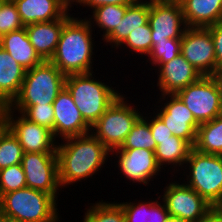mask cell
Wrapping results in <instances>:
<instances>
[{
	"label": "cell",
	"instance_id": "obj_1",
	"mask_svg": "<svg viewBox=\"0 0 222 222\" xmlns=\"http://www.w3.org/2000/svg\"><path fill=\"white\" fill-rule=\"evenodd\" d=\"M56 154L61 190L92 178L111 159V152L91 132L58 141Z\"/></svg>",
	"mask_w": 222,
	"mask_h": 222
},
{
	"label": "cell",
	"instance_id": "obj_2",
	"mask_svg": "<svg viewBox=\"0 0 222 222\" xmlns=\"http://www.w3.org/2000/svg\"><path fill=\"white\" fill-rule=\"evenodd\" d=\"M94 28L82 17L72 16L63 26L58 45L50 61L66 76L94 72L96 41ZM93 39V40H92ZM93 55V56H92Z\"/></svg>",
	"mask_w": 222,
	"mask_h": 222
},
{
	"label": "cell",
	"instance_id": "obj_3",
	"mask_svg": "<svg viewBox=\"0 0 222 222\" xmlns=\"http://www.w3.org/2000/svg\"><path fill=\"white\" fill-rule=\"evenodd\" d=\"M93 73L70 74L65 79V88L91 127L123 93Z\"/></svg>",
	"mask_w": 222,
	"mask_h": 222
},
{
	"label": "cell",
	"instance_id": "obj_4",
	"mask_svg": "<svg viewBox=\"0 0 222 222\" xmlns=\"http://www.w3.org/2000/svg\"><path fill=\"white\" fill-rule=\"evenodd\" d=\"M57 199L29 187L0 197V207L9 220L16 222H61Z\"/></svg>",
	"mask_w": 222,
	"mask_h": 222
},
{
	"label": "cell",
	"instance_id": "obj_5",
	"mask_svg": "<svg viewBox=\"0 0 222 222\" xmlns=\"http://www.w3.org/2000/svg\"><path fill=\"white\" fill-rule=\"evenodd\" d=\"M182 170V175L189 172L183 177L186 185L214 208L222 204V155L207 154L192 148Z\"/></svg>",
	"mask_w": 222,
	"mask_h": 222
},
{
	"label": "cell",
	"instance_id": "obj_6",
	"mask_svg": "<svg viewBox=\"0 0 222 222\" xmlns=\"http://www.w3.org/2000/svg\"><path fill=\"white\" fill-rule=\"evenodd\" d=\"M66 75L51 61L26 70L19 94L8 106H32L53 104L65 88Z\"/></svg>",
	"mask_w": 222,
	"mask_h": 222
},
{
	"label": "cell",
	"instance_id": "obj_7",
	"mask_svg": "<svg viewBox=\"0 0 222 222\" xmlns=\"http://www.w3.org/2000/svg\"><path fill=\"white\" fill-rule=\"evenodd\" d=\"M127 99L125 94H121L91 127V133L110 152L121 147L137 120L143 115V111L141 113L140 108L137 105L133 106L132 101L130 103Z\"/></svg>",
	"mask_w": 222,
	"mask_h": 222
},
{
	"label": "cell",
	"instance_id": "obj_8",
	"mask_svg": "<svg viewBox=\"0 0 222 222\" xmlns=\"http://www.w3.org/2000/svg\"><path fill=\"white\" fill-rule=\"evenodd\" d=\"M5 126L14 134L25 152L56 153L58 139L51 130L27 119L22 113L11 110L8 106L0 108Z\"/></svg>",
	"mask_w": 222,
	"mask_h": 222
},
{
	"label": "cell",
	"instance_id": "obj_9",
	"mask_svg": "<svg viewBox=\"0 0 222 222\" xmlns=\"http://www.w3.org/2000/svg\"><path fill=\"white\" fill-rule=\"evenodd\" d=\"M181 183V184H180ZM167 184L163 195H159L169 216L181 217L191 222H201L214 207L184 182L176 181Z\"/></svg>",
	"mask_w": 222,
	"mask_h": 222
},
{
	"label": "cell",
	"instance_id": "obj_10",
	"mask_svg": "<svg viewBox=\"0 0 222 222\" xmlns=\"http://www.w3.org/2000/svg\"><path fill=\"white\" fill-rule=\"evenodd\" d=\"M176 95L193 113L199 125L222 114L219 90L212 76H202Z\"/></svg>",
	"mask_w": 222,
	"mask_h": 222
},
{
	"label": "cell",
	"instance_id": "obj_11",
	"mask_svg": "<svg viewBox=\"0 0 222 222\" xmlns=\"http://www.w3.org/2000/svg\"><path fill=\"white\" fill-rule=\"evenodd\" d=\"M148 23L153 46L168 39H181L187 28L179 0L149 1Z\"/></svg>",
	"mask_w": 222,
	"mask_h": 222
},
{
	"label": "cell",
	"instance_id": "obj_12",
	"mask_svg": "<svg viewBox=\"0 0 222 222\" xmlns=\"http://www.w3.org/2000/svg\"><path fill=\"white\" fill-rule=\"evenodd\" d=\"M112 156L116 161L111 163H116L120 175L130 182L132 181V184L136 183L135 185L142 184L147 187L151 183L150 181L159 177L160 172H164L157 163L154 151L148 149L117 148L111 152Z\"/></svg>",
	"mask_w": 222,
	"mask_h": 222
},
{
	"label": "cell",
	"instance_id": "obj_13",
	"mask_svg": "<svg viewBox=\"0 0 222 222\" xmlns=\"http://www.w3.org/2000/svg\"><path fill=\"white\" fill-rule=\"evenodd\" d=\"M21 166L26 176L27 187L53 195L59 200L58 191L61 187L56 153L25 152Z\"/></svg>",
	"mask_w": 222,
	"mask_h": 222
},
{
	"label": "cell",
	"instance_id": "obj_14",
	"mask_svg": "<svg viewBox=\"0 0 222 222\" xmlns=\"http://www.w3.org/2000/svg\"><path fill=\"white\" fill-rule=\"evenodd\" d=\"M180 54L202 76L216 73L214 42L208 28L187 27L181 38Z\"/></svg>",
	"mask_w": 222,
	"mask_h": 222
},
{
	"label": "cell",
	"instance_id": "obj_15",
	"mask_svg": "<svg viewBox=\"0 0 222 222\" xmlns=\"http://www.w3.org/2000/svg\"><path fill=\"white\" fill-rule=\"evenodd\" d=\"M159 96V100L156 103H160L161 105L156 106L159 109L155 107V109L152 110L153 113L162 120L172 135L186 140L194 147L199 124L196 122L193 113L176 94H164Z\"/></svg>",
	"mask_w": 222,
	"mask_h": 222
},
{
	"label": "cell",
	"instance_id": "obj_16",
	"mask_svg": "<svg viewBox=\"0 0 222 222\" xmlns=\"http://www.w3.org/2000/svg\"><path fill=\"white\" fill-rule=\"evenodd\" d=\"M53 108L54 138H60L58 141L91 132V126L84 120L66 88L57 95Z\"/></svg>",
	"mask_w": 222,
	"mask_h": 222
},
{
	"label": "cell",
	"instance_id": "obj_17",
	"mask_svg": "<svg viewBox=\"0 0 222 222\" xmlns=\"http://www.w3.org/2000/svg\"><path fill=\"white\" fill-rule=\"evenodd\" d=\"M158 95L176 94L189 84L198 81L202 75L181 54L162 64L157 71Z\"/></svg>",
	"mask_w": 222,
	"mask_h": 222
},
{
	"label": "cell",
	"instance_id": "obj_18",
	"mask_svg": "<svg viewBox=\"0 0 222 222\" xmlns=\"http://www.w3.org/2000/svg\"><path fill=\"white\" fill-rule=\"evenodd\" d=\"M69 11L60 19L25 26L30 43L44 61H50L53 57L63 26L73 16Z\"/></svg>",
	"mask_w": 222,
	"mask_h": 222
},
{
	"label": "cell",
	"instance_id": "obj_19",
	"mask_svg": "<svg viewBox=\"0 0 222 222\" xmlns=\"http://www.w3.org/2000/svg\"><path fill=\"white\" fill-rule=\"evenodd\" d=\"M24 26L60 19L68 10L64 0H12Z\"/></svg>",
	"mask_w": 222,
	"mask_h": 222
},
{
	"label": "cell",
	"instance_id": "obj_20",
	"mask_svg": "<svg viewBox=\"0 0 222 222\" xmlns=\"http://www.w3.org/2000/svg\"><path fill=\"white\" fill-rule=\"evenodd\" d=\"M26 69L0 46V108L19 94Z\"/></svg>",
	"mask_w": 222,
	"mask_h": 222
},
{
	"label": "cell",
	"instance_id": "obj_21",
	"mask_svg": "<svg viewBox=\"0 0 222 222\" xmlns=\"http://www.w3.org/2000/svg\"><path fill=\"white\" fill-rule=\"evenodd\" d=\"M187 27L207 28L222 22V0H179Z\"/></svg>",
	"mask_w": 222,
	"mask_h": 222
},
{
	"label": "cell",
	"instance_id": "obj_22",
	"mask_svg": "<svg viewBox=\"0 0 222 222\" xmlns=\"http://www.w3.org/2000/svg\"><path fill=\"white\" fill-rule=\"evenodd\" d=\"M0 46L26 70L44 61L30 43L25 27L2 35Z\"/></svg>",
	"mask_w": 222,
	"mask_h": 222
},
{
	"label": "cell",
	"instance_id": "obj_23",
	"mask_svg": "<svg viewBox=\"0 0 222 222\" xmlns=\"http://www.w3.org/2000/svg\"><path fill=\"white\" fill-rule=\"evenodd\" d=\"M149 18V1L139 0L136 4L129 6L124 17L113 31L103 40L110 48H117L125 41L130 32L145 25ZM107 44H106V43Z\"/></svg>",
	"mask_w": 222,
	"mask_h": 222
},
{
	"label": "cell",
	"instance_id": "obj_24",
	"mask_svg": "<svg viewBox=\"0 0 222 222\" xmlns=\"http://www.w3.org/2000/svg\"><path fill=\"white\" fill-rule=\"evenodd\" d=\"M192 148L186 140L173 135L171 139L158 140L154 153L161 169L164 170L163 167H169L170 165V172L173 170L172 172L175 174L180 171L179 167L182 171Z\"/></svg>",
	"mask_w": 222,
	"mask_h": 222
},
{
	"label": "cell",
	"instance_id": "obj_25",
	"mask_svg": "<svg viewBox=\"0 0 222 222\" xmlns=\"http://www.w3.org/2000/svg\"><path fill=\"white\" fill-rule=\"evenodd\" d=\"M138 200V202H118L122 207L126 222H166L169 213L164 203L157 200ZM137 202V203H136Z\"/></svg>",
	"mask_w": 222,
	"mask_h": 222
},
{
	"label": "cell",
	"instance_id": "obj_26",
	"mask_svg": "<svg viewBox=\"0 0 222 222\" xmlns=\"http://www.w3.org/2000/svg\"><path fill=\"white\" fill-rule=\"evenodd\" d=\"M193 148L207 154L222 155V114L199 125Z\"/></svg>",
	"mask_w": 222,
	"mask_h": 222
},
{
	"label": "cell",
	"instance_id": "obj_27",
	"mask_svg": "<svg viewBox=\"0 0 222 222\" xmlns=\"http://www.w3.org/2000/svg\"><path fill=\"white\" fill-rule=\"evenodd\" d=\"M128 7L123 5H103L92 10V16H87L85 19L92 29L94 26H97L98 29L101 28L99 32H103L101 36L102 40H104L119 24Z\"/></svg>",
	"mask_w": 222,
	"mask_h": 222
},
{
	"label": "cell",
	"instance_id": "obj_28",
	"mask_svg": "<svg viewBox=\"0 0 222 222\" xmlns=\"http://www.w3.org/2000/svg\"><path fill=\"white\" fill-rule=\"evenodd\" d=\"M82 222H126L122 207L115 202L90 203Z\"/></svg>",
	"mask_w": 222,
	"mask_h": 222
},
{
	"label": "cell",
	"instance_id": "obj_29",
	"mask_svg": "<svg viewBox=\"0 0 222 222\" xmlns=\"http://www.w3.org/2000/svg\"><path fill=\"white\" fill-rule=\"evenodd\" d=\"M156 147L157 144L153 139L149 123L141 116L119 149H148L155 151Z\"/></svg>",
	"mask_w": 222,
	"mask_h": 222
},
{
	"label": "cell",
	"instance_id": "obj_30",
	"mask_svg": "<svg viewBox=\"0 0 222 222\" xmlns=\"http://www.w3.org/2000/svg\"><path fill=\"white\" fill-rule=\"evenodd\" d=\"M23 148L14 134L5 127L0 132V170L12 165L21 164Z\"/></svg>",
	"mask_w": 222,
	"mask_h": 222
},
{
	"label": "cell",
	"instance_id": "obj_31",
	"mask_svg": "<svg viewBox=\"0 0 222 222\" xmlns=\"http://www.w3.org/2000/svg\"><path fill=\"white\" fill-rule=\"evenodd\" d=\"M151 34V27L147 22L145 25L130 32L125 41L117 49L124 45L122 49L129 48V53H131V55L135 52L134 54L141 55L140 58H143L142 55H144V57L148 56L153 48Z\"/></svg>",
	"mask_w": 222,
	"mask_h": 222
},
{
	"label": "cell",
	"instance_id": "obj_32",
	"mask_svg": "<svg viewBox=\"0 0 222 222\" xmlns=\"http://www.w3.org/2000/svg\"><path fill=\"white\" fill-rule=\"evenodd\" d=\"M15 113H22L27 119L52 131L54 136V108L49 105L8 106ZM17 110V111H16Z\"/></svg>",
	"mask_w": 222,
	"mask_h": 222
},
{
	"label": "cell",
	"instance_id": "obj_33",
	"mask_svg": "<svg viewBox=\"0 0 222 222\" xmlns=\"http://www.w3.org/2000/svg\"><path fill=\"white\" fill-rule=\"evenodd\" d=\"M181 39H168L167 41L157 42L148 55L145 63H149L155 67V71L164 63L176 58L180 55Z\"/></svg>",
	"mask_w": 222,
	"mask_h": 222
},
{
	"label": "cell",
	"instance_id": "obj_34",
	"mask_svg": "<svg viewBox=\"0 0 222 222\" xmlns=\"http://www.w3.org/2000/svg\"><path fill=\"white\" fill-rule=\"evenodd\" d=\"M27 187L26 176L21 164L0 170V197L21 188Z\"/></svg>",
	"mask_w": 222,
	"mask_h": 222
},
{
	"label": "cell",
	"instance_id": "obj_35",
	"mask_svg": "<svg viewBox=\"0 0 222 222\" xmlns=\"http://www.w3.org/2000/svg\"><path fill=\"white\" fill-rule=\"evenodd\" d=\"M25 27L17 7L12 0H6L0 8V37Z\"/></svg>",
	"mask_w": 222,
	"mask_h": 222
},
{
	"label": "cell",
	"instance_id": "obj_36",
	"mask_svg": "<svg viewBox=\"0 0 222 222\" xmlns=\"http://www.w3.org/2000/svg\"><path fill=\"white\" fill-rule=\"evenodd\" d=\"M148 114L151 115L149 116ZM148 114L144 113L143 111L142 116L148 121L153 139L156 144L158 145V140L171 139L173 135L168 127L165 126V124L162 122V120L155 113H153L154 115L151 112Z\"/></svg>",
	"mask_w": 222,
	"mask_h": 222
},
{
	"label": "cell",
	"instance_id": "obj_37",
	"mask_svg": "<svg viewBox=\"0 0 222 222\" xmlns=\"http://www.w3.org/2000/svg\"><path fill=\"white\" fill-rule=\"evenodd\" d=\"M210 30L215 49L216 72H222V22L207 27Z\"/></svg>",
	"mask_w": 222,
	"mask_h": 222
},
{
	"label": "cell",
	"instance_id": "obj_38",
	"mask_svg": "<svg viewBox=\"0 0 222 222\" xmlns=\"http://www.w3.org/2000/svg\"><path fill=\"white\" fill-rule=\"evenodd\" d=\"M139 0H81L78 4L79 7H85L89 10L96 9L103 5H123V6H131L136 4Z\"/></svg>",
	"mask_w": 222,
	"mask_h": 222
},
{
	"label": "cell",
	"instance_id": "obj_39",
	"mask_svg": "<svg viewBox=\"0 0 222 222\" xmlns=\"http://www.w3.org/2000/svg\"><path fill=\"white\" fill-rule=\"evenodd\" d=\"M201 222H222V212L214 208Z\"/></svg>",
	"mask_w": 222,
	"mask_h": 222
},
{
	"label": "cell",
	"instance_id": "obj_40",
	"mask_svg": "<svg viewBox=\"0 0 222 222\" xmlns=\"http://www.w3.org/2000/svg\"><path fill=\"white\" fill-rule=\"evenodd\" d=\"M212 77L217 84L219 94H220L221 106H222V72H216L212 75Z\"/></svg>",
	"mask_w": 222,
	"mask_h": 222
},
{
	"label": "cell",
	"instance_id": "obj_41",
	"mask_svg": "<svg viewBox=\"0 0 222 222\" xmlns=\"http://www.w3.org/2000/svg\"><path fill=\"white\" fill-rule=\"evenodd\" d=\"M166 222H191L177 216H169Z\"/></svg>",
	"mask_w": 222,
	"mask_h": 222
},
{
	"label": "cell",
	"instance_id": "obj_42",
	"mask_svg": "<svg viewBox=\"0 0 222 222\" xmlns=\"http://www.w3.org/2000/svg\"><path fill=\"white\" fill-rule=\"evenodd\" d=\"M5 120L2 112L0 111V132L5 128Z\"/></svg>",
	"mask_w": 222,
	"mask_h": 222
},
{
	"label": "cell",
	"instance_id": "obj_43",
	"mask_svg": "<svg viewBox=\"0 0 222 222\" xmlns=\"http://www.w3.org/2000/svg\"><path fill=\"white\" fill-rule=\"evenodd\" d=\"M8 221H9L8 217L4 214V212L0 207V222H8Z\"/></svg>",
	"mask_w": 222,
	"mask_h": 222
},
{
	"label": "cell",
	"instance_id": "obj_44",
	"mask_svg": "<svg viewBox=\"0 0 222 222\" xmlns=\"http://www.w3.org/2000/svg\"><path fill=\"white\" fill-rule=\"evenodd\" d=\"M81 0H69V9L71 10V8L74 6L73 5H76L77 8H78V3L80 2ZM77 3V4H76Z\"/></svg>",
	"mask_w": 222,
	"mask_h": 222
},
{
	"label": "cell",
	"instance_id": "obj_45",
	"mask_svg": "<svg viewBox=\"0 0 222 222\" xmlns=\"http://www.w3.org/2000/svg\"><path fill=\"white\" fill-rule=\"evenodd\" d=\"M5 1H6V0H0V8H1V6L4 4Z\"/></svg>",
	"mask_w": 222,
	"mask_h": 222
},
{
	"label": "cell",
	"instance_id": "obj_46",
	"mask_svg": "<svg viewBox=\"0 0 222 222\" xmlns=\"http://www.w3.org/2000/svg\"><path fill=\"white\" fill-rule=\"evenodd\" d=\"M69 8V0H64Z\"/></svg>",
	"mask_w": 222,
	"mask_h": 222
},
{
	"label": "cell",
	"instance_id": "obj_47",
	"mask_svg": "<svg viewBox=\"0 0 222 222\" xmlns=\"http://www.w3.org/2000/svg\"><path fill=\"white\" fill-rule=\"evenodd\" d=\"M220 210H221V212H222V204L218 207Z\"/></svg>",
	"mask_w": 222,
	"mask_h": 222
}]
</instances>
